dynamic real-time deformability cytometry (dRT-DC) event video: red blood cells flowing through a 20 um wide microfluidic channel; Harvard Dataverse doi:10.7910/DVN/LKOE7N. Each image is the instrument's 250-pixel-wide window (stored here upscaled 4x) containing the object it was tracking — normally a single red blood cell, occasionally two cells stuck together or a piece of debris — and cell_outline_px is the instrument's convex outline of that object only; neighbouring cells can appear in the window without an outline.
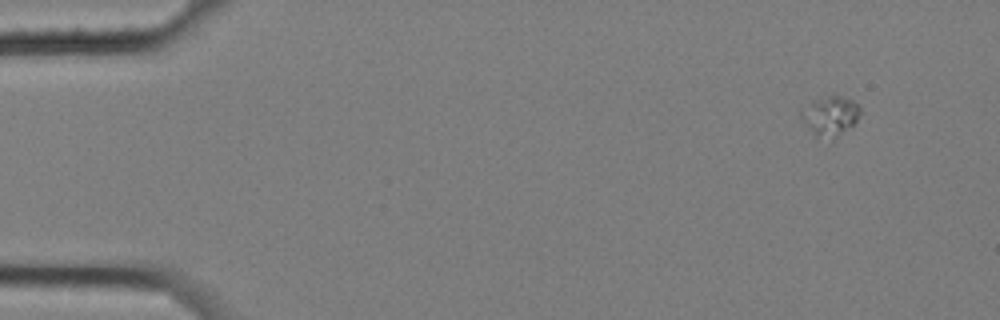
{"species": "common noctule bat (a hibernating species)", "species_latin": "Nyctalus noctula", "temperature_condition": "cold", "stored_images_in_passage": 8, "camera_frame_rate_fps": 3000, "um_per_image_px": 0.085, "animal": {"sex": "female", "body_mass_g": 25.1}, "frame": {"image": 1, "passage_image": 3, "time_ms": 0.667, "image_size_px": [1000, 320], "cell_outline_px": [[860, 112], [856, 120], [852, 124], [836, 136], [816, 136], [800, 116], [800, 112], [816, 100], [832, 92], [852, 100], [860, 108]], "centroid_in_image_um": [70.58, 9.77], "position_along_channel_um": 14.4, "area_um2": 12.89}}